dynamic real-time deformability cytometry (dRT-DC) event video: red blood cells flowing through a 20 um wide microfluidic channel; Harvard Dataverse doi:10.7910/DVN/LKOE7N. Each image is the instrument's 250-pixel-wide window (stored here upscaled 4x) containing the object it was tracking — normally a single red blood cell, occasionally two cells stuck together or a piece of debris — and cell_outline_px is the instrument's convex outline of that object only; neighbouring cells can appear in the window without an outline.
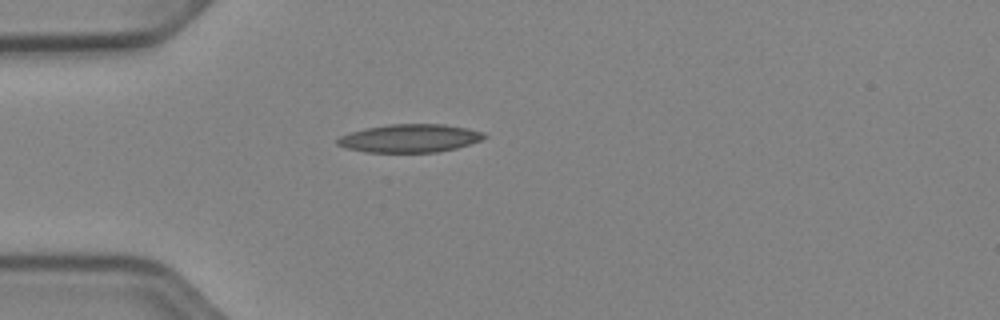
{"species": "Egyptian fruit bat (a non-hibernating species)", "species_latin": "Rousettus aegyptiacus", "temperature_condition": "cold", "stored_images_in_passage": 31, "camera_frame_rate_fps": 3000, "um_per_image_px": 0.085, "animal": {"sex": "female"}, "frame": {"image": 1, "passage_image": 1, "time_ms": 0.0, "image_size_px": [1000, 320], "cell_outline_px": [[488, 136], [480, 140], [456, 148], [436, 152], [364, 152], [344, 148], [336, 144], [336, 140], [340, 136], [364, 128], [388, 124], [444, 124], [468, 128], [484, 132]], "centroid_in_image_um": [34.81, 11.75], "position_along_channel_um": 50.2, "area_um2": 24.16}}
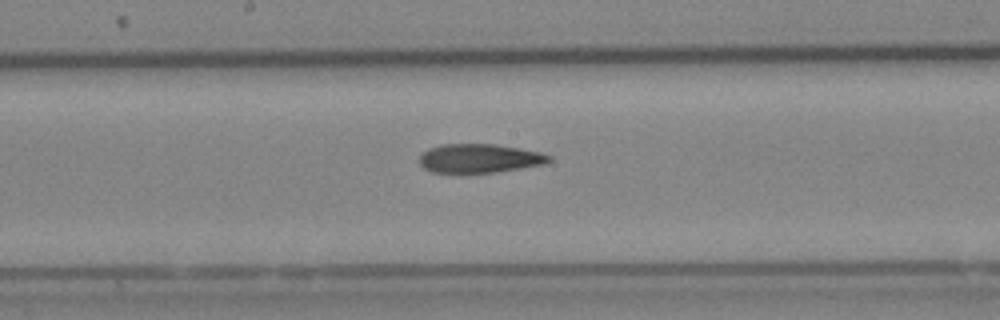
{"frame": {"image": 2, "passage_image": 14, "time_ms": 4.333, "image_size_px": [1000, 320], "cell_outline_px": [[552, 160], [544, 164], [496, 172], [432, 172], [424, 168], [420, 164], [420, 156], [428, 148], [440, 144], [496, 144], [540, 152], [552, 156]], "centroid_in_image_um": [40.76, 13.45], "position_along_channel_um": 207.4, "area_um2": 21.68}}
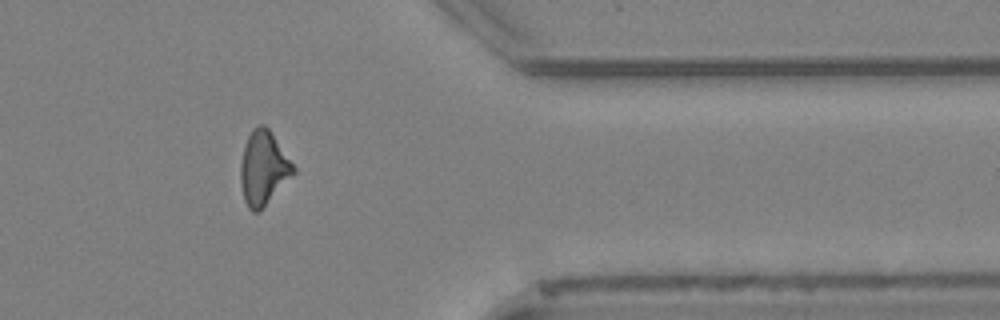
{"frame": {"image": 3, "passage_image": 29, "time_ms": 9.333, "image_size_px": [1000, 320], "cell_outline_px": [[296, 172], [256, 212], [252, 212], [248, 208], [244, 200], [240, 180], [240, 164], [244, 144], [252, 128], [260, 124], [264, 124], [268, 128], [296, 168]], "centroid_in_image_um": [22.36, 14.24], "position_along_channel_um": 389.0, "area_um2": 22.31}, "authors_computed_cell_mechanics": {"area_um2": 22.5998, "velocity_mm_per_s": 3.9386, "shape_relaxation_time_tau1_ms": null, "shape_relaxation_time_tau2_ms": 6.7546, "deformation_change_tau1": null, "deformation_change_tau2": 0.1828}}